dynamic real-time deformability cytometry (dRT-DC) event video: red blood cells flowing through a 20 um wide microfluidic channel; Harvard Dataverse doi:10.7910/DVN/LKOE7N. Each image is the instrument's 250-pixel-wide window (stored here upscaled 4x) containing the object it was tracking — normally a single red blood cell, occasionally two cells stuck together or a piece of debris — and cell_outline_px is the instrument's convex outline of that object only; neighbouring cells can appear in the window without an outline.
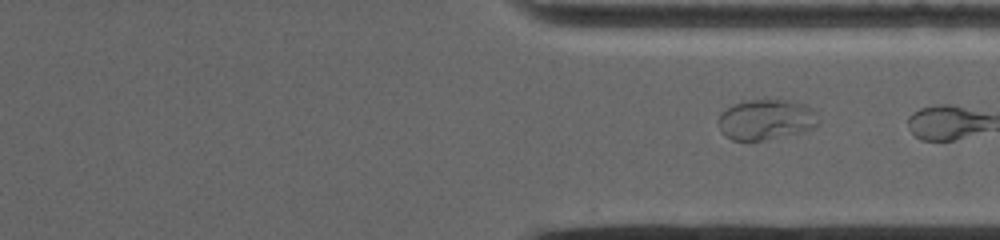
{"species": "common noctule bat (a hibernating species)", "species_latin": "Nyctalus noctula", "temperature_condition": "warm", "stored_images_in_passage": 36, "camera_frame_rate_fps": 5000, "um_per_image_px": 0.085, "animal": {"sex": "female", "body_mass_g": 19.0, "forearm_length_mm": 53.3}, "frame": {"image": 1, "passage_image": 36, "time_ms": 6.6, "image_size_px": [1000, 240], "cell_outline_px": [[820, 124], [812, 128], [800, 132], [764, 140], [732, 140], [724, 136], [720, 128], [720, 112], [736, 104], [748, 100], [764, 96], [780, 96], [804, 104], [816, 112]], "centroid_in_image_um": [65.15, 10.1], "position_along_channel_um": 346.2, "area_um2": 24.22}}